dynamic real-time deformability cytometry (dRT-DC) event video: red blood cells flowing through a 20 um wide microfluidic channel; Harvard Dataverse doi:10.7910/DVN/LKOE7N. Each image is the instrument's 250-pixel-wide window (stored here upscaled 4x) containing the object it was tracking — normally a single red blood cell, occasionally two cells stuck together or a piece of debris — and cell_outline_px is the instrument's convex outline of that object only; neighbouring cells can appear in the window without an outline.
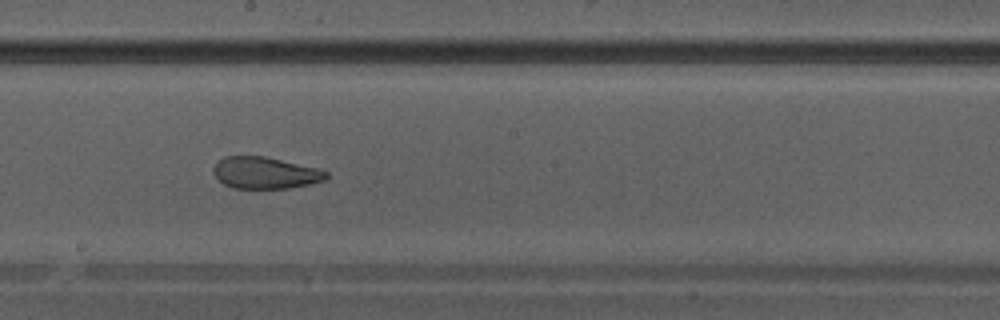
{"species": "Egyptian fruit bat (a non-hibernating species)", "species_latin": "Rousettus aegyptiacus", "temperature_condition": "warm", "stored_images_in_passage": 33, "camera_frame_rate_fps": 3000, "um_per_image_px": 0.085, "animal": {"sex": "male"}, "frame": {"image": 1, "passage_image": 15, "time_ms": 4.667, "image_size_px": [1000, 320], "cell_outline_px": [[328, 176], [324, 180], [308, 184], [288, 188], [232, 188], [224, 184], [212, 172], [212, 168], [224, 156], [264, 156], [320, 168], [328, 172]], "centroid_in_image_um": [22.55, 14.68], "position_along_channel_um": 225.7, "area_um2": 20.81}}